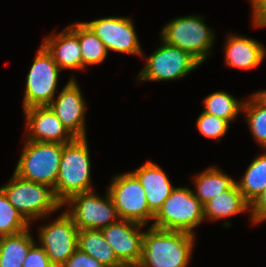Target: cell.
Segmentation results:
<instances>
[{
	"mask_svg": "<svg viewBox=\"0 0 266 267\" xmlns=\"http://www.w3.org/2000/svg\"><path fill=\"white\" fill-rule=\"evenodd\" d=\"M225 45V63L230 67L250 70L264 60V46L252 38L230 34Z\"/></svg>",
	"mask_w": 266,
	"mask_h": 267,
	"instance_id": "ac0fdd59",
	"label": "cell"
},
{
	"mask_svg": "<svg viewBox=\"0 0 266 267\" xmlns=\"http://www.w3.org/2000/svg\"><path fill=\"white\" fill-rule=\"evenodd\" d=\"M78 228L66 212L39 229V241L51 264L61 267L78 249Z\"/></svg>",
	"mask_w": 266,
	"mask_h": 267,
	"instance_id": "8fae6325",
	"label": "cell"
},
{
	"mask_svg": "<svg viewBox=\"0 0 266 267\" xmlns=\"http://www.w3.org/2000/svg\"><path fill=\"white\" fill-rule=\"evenodd\" d=\"M106 198H101L92 191L78 193L71 196L63 205L68 204L70 210L66 212L73 219L78 230H101L120 218L116 206L106 192Z\"/></svg>",
	"mask_w": 266,
	"mask_h": 267,
	"instance_id": "ba28073f",
	"label": "cell"
},
{
	"mask_svg": "<svg viewBox=\"0 0 266 267\" xmlns=\"http://www.w3.org/2000/svg\"><path fill=\"white\" fill-rule=\"evenodd\" d=\"M252 224L260 223L266 220V188L258 196V198L250 205Z\"/></svg>",
	"mask_w": 266,
	"mask_h": 267,
	"instance_id": "4dcf8cb0",
	"label": "cell"
},
{
	"mask_svg": "<svg viewBox=\"0 0 266 267\" xmlns=\"http://www.w3.org/2000/svg\"><path fill=\"white\" fill-rule=\"evenodd\" d=\"M236 183L245 201L251 205L266 188V151L250 163L242 179Z\"/></svg>",
	"mask_w": 266,
	"mask_h": 267,
	"instance_id": "603a6c76",
	"label": "cell"
},
{
	"mask_svg": "<svg viewBox=\"0 0 266 267\" xmlns=\"http://www.w3.org/2000/svg\"><path fill=\"white\" fill-rule=\"evenodd\" d=\"M145 191L150 212L155 216L163 202L170 195L172 186L165 171L157 164L147 161L140 168L132 171Z\"/></svg>",
	"mask_w": 266,
	"mask_h": 267,
	"instance_id": "e0dca14e",
	"label": "cell"
},
{
	"mask_svg": "<svg viewBox=\"0 0 266 267\" xmlns=\"http://www.w3.org/2000/svg\"><path fill=\"white\" fill-rule=\"evenodd\" d=\"M255 27H265L266 26V18L263 21H253Z\"/></svg>",
	"mask_w": 266,
	"mask_h": 267,
	"instance_id": "836d02e7",
	"label": "cell"
},
{
	"mask_svg": "<svg viewBox=\"0 0 266 267\" xmlns=\"http://www.w3.org/2000/svg\"><path fill=\"white\" fill-rule=\"evenodd\" d=\"M252 96L264 107H266V90L259 91L255 94H252Z\"/></svg>",
	"mask_w": 266,
	"mask_h": 267,
	"instance_id": "d6a6232c",
	"label": "cell"
},
{
	"mask_svg": "<svg viewBox=\"0 0 266 267\" xmlns=\"http://www.w3.org/2000/svg\"><path fill=\"white\" fill-rule=\"evenodd\" d=\"M78 249L89 254L106 267H119L112 247L106 242L101 230L87 229L78 232Z\"/></svg>",
	"mask_w": 266,
	"mask_h": 267,
	"instance_id": "44dd1931",
	"label": "cell"
},
{
	"mask_svg": "<svg viewBox=\"0 0 266 267\" xmlns=\"http://www.w3.org/2000/svg\"><path fill=\"white\" fill-rule=\"evenodd\" d=\"M22 267H54L45 250L41 246H37L35 243L29 249L28 255L23 263Z\"/></svg>",
	"mask_w": 266,
	"mask_h": 267,
	"instance_id": "f1b7e54d",
	"label": "cell"
},
{
	"mask_svg": "<svg viewBox=\"0 0 266 267\" xmlns=\"http://www.w3.org/2000/svg\"><path fill=\"white\" fill-rule=\"evenodd\" d=\"M63 144L25 140L14 173L19 177L53 188L59 175Z\"/></svg>",
	"mask_w": 266,
	"mask_h": 267,
	"instance_id": "5b68a950",
	"label": "cell"
},
{
	"mask_svg": "<svg viewBox=\"0 0 266 267\" xmlns=\"http://www.w3.org/2000/svg\"><path fill=\"white\" fill-rule=\"evenodd\" d=\"M23 111L29 131L26 140L67 144L75 139L49 106H36Z\"/></svg>",
	"mask_w": 266,
	"mask_h": 267,
	"instance_id": "9a60e30c",
	"label": "cell"
},
{
	"mask_svg": "<svg viewBox=\"0 0 266 267\" xmlns=\"http://www.w3.org/2000/svg\"><path fill=\"white\" fill-rule=\"evenodd\" d=\"M61 267H106L89 254L77 249Z\"/></svg>",
	"mask_w": 266,
	"mask_h": 267,
	"instance_id": "f546056e",
	"label": "cell"
},
{
	"mask_svg": "<svg viewBox=\"0 0 266 267\" xmlns=\"http://www.w3.org/2000/svg\"><path fill=\"white\" fill-rule=\"evenodd\" d=\"M119 267H143L140 263L121 264Z\"/></svg>",
	"mask_w": 266,
	"mask_h": 267,
	"instance_id": "e575fe53",
	"label": "cell"
},
{
	"mask_svg": "<svg viewBox=\"0 0 266 267\" xmlns=\"http://www.w3.org/2000/svg\"><path fill=\"white\" fill-rule=\"evenodd\" d=\"M41 44L52 55L61 70L83 69L82 52L77 37V23L69 25L58 35L53 33Z\"/></svg>",
	"mask_w": 266,
	"mask_h": 267,
	"instance_id": "2e32d148",
	"label": "cell"
},
{
	"mask_svg": "<svg viewBox=\"0 0 266 267\" xmlns=\"http://www.w3.org/2000/svg\"><path fill=\"white\" fill-rule=\"evenodd\" d=\"M153 220L151 227L194 235L193 228L205 220L203 205L191 189L174 187Z\"/></svg>",
	"mask_w": 266,
	"mask_h": 267,
	"instance_id": "277c9868",
	"label": "cell"
},
{
	"mask_svg": "<svg viewBox=\"0 0 266 267\" xmlns=\"http://www.w3.org/2000/svg\"><path fill=\"white\" fill-rule=\"evenodd\" d=\"M29 224L0 188V237L23 232L29 228Z\"/></svg>",
	"mask_w": 266,
	"mask_h": 267,
	"instance_id": "484cf974",
	"label": "cell"
},
{
	"mask_svg": "<svg viewBox=\"0 0 266 267\" xmlns=\"http://www.w3.org/2000/svg\"><path fill=\"white\" fill-rule=\"evenodd\" d=\"M34 59L26 77L23 110L36 106H48L54 99L58 85L61 69L42 44Z\"/></svg>",
	"mask_w": 266,
	"mask_h": 267,
	"instance_id": "52a82bcc",
	"label": "cell"
},
{
	"mask_svg": "<svg viewBox=\"0 0 266 267\" xmlns=\"http://www.w3.org/2000/svg\"><path fill=\"white\" fill-rule=\"evenodd\" d=\"M102 41L106 49L142 56L133 22L125 17H106L84 22Z\"/></svg>",
	"mask_w": 266,
	"mask_h": 267,
	"instance_id": "7c38bea8",
	"label": "cell"
},
{
	"mask_svg": "<svg viewBox=\"0 0 266 267\" xmlns=\"http://www.w3.org/2000/svg\"><path fill=\"white\" fill-rule=\"evenodd\" d=\"M204 112L226 120L229 124L234 121L239 112L243 111L244 101H238L227 92L216 91L205 97Z\"/></svg>",
	"mask_w": 266,
	"mask_h": 267,
	"instance_id": "d4e9b609",
	"label": "cell"
},
{
	"mask_svg": "<svg viewBox=\"0 0 266 267\" xmlns=\"http://www.w3.org/2000/svg\"><path fill=\"white\" fill-rule=\"evenodd\" d=\"M143 224L119 219L101 229L106 242L122 264L139 263L142 257L144 232ZM140 231V232H139Z\"/></svg>",
	"mask_w": 266,
	"mask_h": 267,
	"instance_id": "4fadbf2b",
	"label": "cell"
},
{
	"mask_svg": "<svg viewBox=\"0 0 266 267\" xmlns=\"http://www.w3.org/2000/svg\"><path fill=\"white\" fill-rule=\"evenodd\" d=\"M77 37L82 52L83 69L87 65H98L104 61L108 50L84 22L77 23Z\"/></svg>",
	"mask_w": 266,
	"mask_h": 267,
	"instance_id": "cb8c5ba5",
	"label": "cell"
},
{
	"mask_svg": "<svg viewBox=\"0 0 266 267\" xmlns=\"http://www.w3.org/2000/svg\"><path fill=\"white\" fill-rule=\"evenodd\" d=\"M30 229L0 237V267H22L31 246L36 243Z\"/></svg>",
	"mask_w": 266,
	"mask_h": 267,
	"instance_id": "ffe728a7",
	"label": "cell"
},
{
	"mask_svg": "<svg viewBox=\"0 0 266 267\" xmlns=\"http://www.w3.org/2000/svg\"><path fill=\"white\" fill-rule=\"evenodd\" d=\"M202 19L196 15L175 18L162 28L161 39L189 53L202 64L209 56L215 38Z\"/></svg>",
	"mask_w": 266,
	"mask_h": 267,
	"instance_id": "8992f818",
	"label": "cell"
},
{
	"mask_svg": "<svg viewBox=\"0 0 266 267\" xmlns=\"http://www.w3.org/2000/svg\"><path fill=\"white\" fill-rule=\"evenodd\" d=\"M108 193L120 219L143 225L154 219L147 205L146 193L132 172L115 175L108 187Z\"/></svg>",
	"mask_w": 266,
	"mask_h": 267,
	"instance_id": "30bf717a",
	"label": "cell"
},
{
	"mask_svg": "<svg viewBox=\"0 0 266 267\" xmlns=\"http://www.w3.org/2000/svg\"><path fill=\"white\" fill-rule=\"evenodd\" d=\"M246 122L257 143L266 149V107L260 104L252 95L243 105Z\"/></svg>",
	"mask_w": 266,
	"mask_h": 267,
	"instance_id": "4316f807",
	"label": "cell"
},
{
	"mask_svg": "<svg viewBox=\"0 0 266 267\" xmlns=\"http://www.w3.org/2000/svg\"><path fill=\"white\" fill-rule=\"evenodd\" d=\"M9 202L30 221L46 217L63 207L56 198L53 188L48 185L23 179L13 173L12 178L3 187Z\"/></svg>",
	"mask_w": 266,
	"mask_h": 267,
	"instance_id": "3957f363",
	"label": "cell"
},
{
	"mask_svg": "<svg viewBox=\"0 0 266 267\" xmlns=\"http://www.w3.org/2000/svg\"><path fill=\"white\" fill-rule=\"evenodd\" d=\"M198 131L207 138L219 140L223 137L228 128L229 123L226 120L218 118L217 116L202 112L196 120Z\"/></svg>",
	"mask_w": 266,
	"mask_h": 267,
	"instance_id": "83f0119b",
	"label": "cell"
},
{
	"mask_svg": "<svg viewBox=\"0 0 266 267\" xmlns=\"http://www.w3.org/2000/svg\"><path fill=\"white\" fill-rule=\"evenodd\" d=\"M195 235L149 227L144 232L140 264L143 267H187Z\"/></svg>",
	"mask_w": 266,
	"mask_h": 267,
	"instance_id": "6da1fadb",
	"label": "cell"
},
{
	"mask_svg": "<svg viewBox=\"0 0 266 267\" xmlns=\"http://www.w3.org/2000/svg\"><path fill=\"white\" fill-rule=\"evenodd\" d=\"M253 8V21H263L266 18V0H250Z\"/></svg>",
	"mask_w": 266,
	"mask_h": 267,
	"instance_id": "1f68e13d",
	"label": "cell"
},
{
	"mask_svg": "<svg viewBox=\"0 0 266 267\" xmlns=\"http://www.w3.org/2000/svg\"><path fill=\"white\" fill-rule=\"evenodd\" d=\"M194 195L204 206L209 200L229 190L236 181L217 167H210L194 177Z\"/></svg>",
	"mask_w": 266,
	"mask_h": 267,
	"instance_id": "7402d4cb",
	"label": "cell"
},
{
	"mask_svg": "<svg viewBox=\"0 0 266 267\" xmlns=\"http://www.w3.org/2000/svg\"><path fill=\"white\" fill-rule=\"evenodd\" d=\"M250 205L245 201L242 193L235 183L229 190L215 196L204 206V219L218 220L247 211Z\"/></svg>",
	"mask_w": 266,
	"mask_h": 267,
	"instance_id": "d6986e66",
	"label": "cell"
},
{
	"mask_svg": "<svg viewBox=\"0 0 266 267\" xmlns=\"http://www.w3.org/2000/svg\"><path fill=\"white\" fill-rule=\"evenodd\" d=\"M77 81L72 77L57 99L48 105L75 138H87L85 129L86 102Z\"/></svg>",
	"mask_w": 266,
	"mask_h": 267,
	"instance_id": "5bb4252c",
	"label": "cell"
},
{
	"mask_svg": "<svg viewBox=\"0 0 266 267\" xmlns=\"http://www.w3.org/2000/svg\"><path fill=\"white\" fill-rule=\"evenodd\" d=\"M90 161L86 138H75L63 144L59 175L53 189L62 204L75 194L93 190Z\"/></svg>",
	"mask_w": 266,
	"mask_h": 267,
	"instance_id": "7a4b0ae2",
	"label": "cell"
},
{
	"mask_svg": "<svg viewBox=\"0 0 266 267\" xmlns=\"http://www.w3.org/2000/svg\"><path fill=\"white\" fill-rule=\"evenodd\" d=\"M137 76L139 81H168L185 77L201 65L189 53L162 40Z\"/></svg>",
	"mask_w": 266,
	"mask_h": 267,
	"instance_id": "9c48e42d",
	"label": "cell"
}]
</instances>
